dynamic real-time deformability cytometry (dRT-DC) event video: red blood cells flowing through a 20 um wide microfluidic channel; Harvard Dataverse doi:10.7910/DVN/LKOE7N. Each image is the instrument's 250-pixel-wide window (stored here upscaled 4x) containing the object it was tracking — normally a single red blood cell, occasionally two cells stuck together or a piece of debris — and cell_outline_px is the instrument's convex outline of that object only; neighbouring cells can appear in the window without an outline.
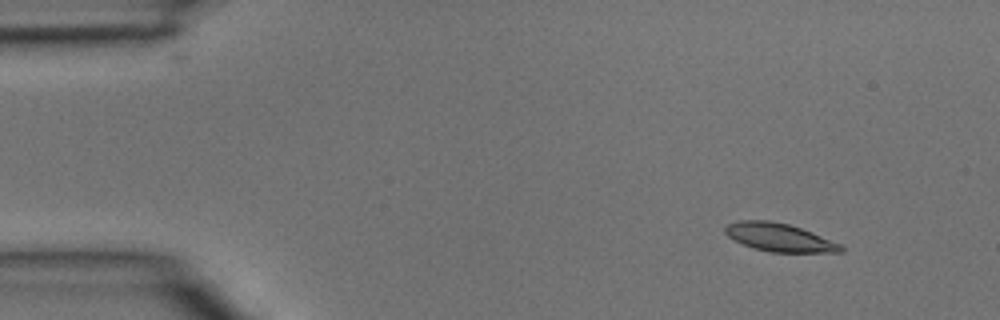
{"species": "common noctule bat (a hibernating species)", "species_latin": "Nyctalus noctula", "temperature_condition": "room temperature", "stored_images_in_passage": 4, "camera_frame_rate_fps": 3000, "um_per_image_px": 0.085, "animal": {"sex": "male", "body_mass_g": 15.6}, "frame": {"image": 1, "passage_image": 2, "time_ms": 0.333, "image_size_px": [1000, 320], "cell_outline_px": [[844, 252], [772, 252], [752, 248], [728, 236], [724, 232], [724, 228], [728, 224], [740, 220], [768, 220], [788, 224], [812, 232], [840, 244], [844, 248]], "centroid_in_image_um": [66.24, 20.18], "position_along_channel_um": 18.8, "area_um2": 18.79}}
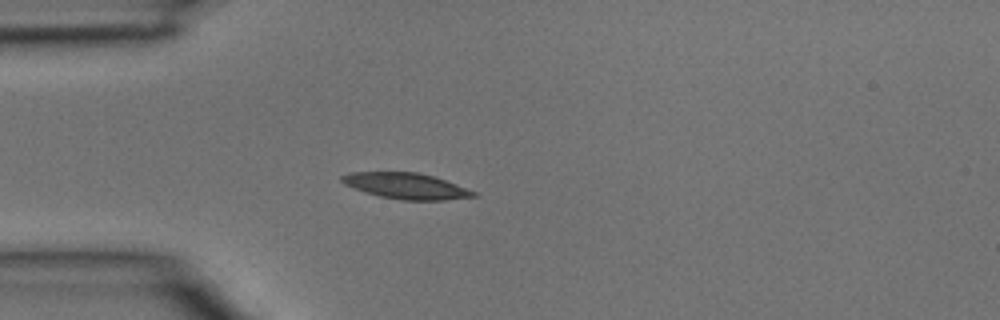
{"frame": {"image": 2, "passage_image": 4, "time_ms": 1.0, "image_size_px": [1000, 320], "cell_outline_px": [[476, 196], [444, 200], [400, 200], [380, 196], [364, 192], [344, 184], [340, 180], [340, 176], [348, 172], [416, 172], [432, 176], [456, 184], [476, 192]], "centroid_in_image_um": [34.46, 15.8], "position_along_channel_um": 50.5, "area_um2": 19.77}}